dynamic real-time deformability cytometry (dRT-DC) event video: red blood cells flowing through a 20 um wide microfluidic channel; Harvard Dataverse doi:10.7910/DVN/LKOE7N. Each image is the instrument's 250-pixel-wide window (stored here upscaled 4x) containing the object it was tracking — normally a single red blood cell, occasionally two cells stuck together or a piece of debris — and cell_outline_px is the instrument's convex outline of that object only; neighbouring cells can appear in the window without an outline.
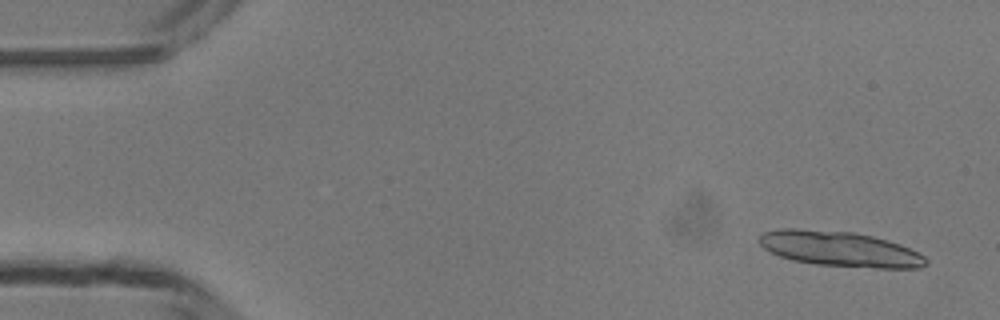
{"species": "common noctule bat (a hibernating species)", "species_latin": "Nyctalus noctula", "temperature_condition": "room temperature", "stored_images_in_passage": 3, "camera_frame_rate_fps": 3000, "um_per_image_px": 0.085, "animal": {"sex": "male", "body_mass_g": 13.3}, "frame": {"image": 1, "passage_image": 1, "time_ms": 0.0, "image_size_px": [1000, 320], "cell_outline_px": [[928, 264], [920, 268], [876, 268], [816, 264], [792, 260], [780, 256], [764, 248], [760, 244], [760, 236], [764, 232], [780, 228], [796, 228], [856, 232], [888, 240], [900, 244], [924, 256], [928, 260]], "centroid_in_image_um": [71.4, 21.15], "position_along_channel_um": 13.6, "area_um2": 34.16}}